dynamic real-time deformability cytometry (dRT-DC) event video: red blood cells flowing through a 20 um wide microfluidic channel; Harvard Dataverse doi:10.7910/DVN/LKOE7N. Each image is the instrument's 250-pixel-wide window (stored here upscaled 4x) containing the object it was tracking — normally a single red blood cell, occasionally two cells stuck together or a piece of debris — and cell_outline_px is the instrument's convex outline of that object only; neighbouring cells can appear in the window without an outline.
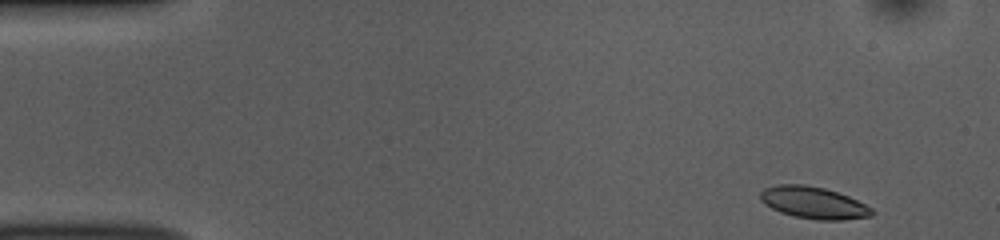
{"species": "common noctule bat (a hibernating species)", "species_latin": "Nyctalus noctula", "temperature_condition": "room temperature", "stored_images_in_passage": 48, "camera_frame_rate_fps": 3000, "um_per_image_px": 0.085, "animal": {"sex": "female", "body_mass_g": 10.0, "forearm_length_mm": 53.1}, "frame": {"image": 1, "passage_image": 1, "time_ms": 0.0, "image_size_px": [1000, 240], "cell_outline_px": [[876, 212], [872, 216], [844, 220], [816, 220], [796, 216], [780, 212], [764, 204], [760, 200], [760, 192], [764, 188], [776, 184], [804, 184], [824, 188], [848, 196], [872, 208]], "centroid_in_image_um": [69.14, 17.23], "position_along_channel_um": 15.9, "area_um2": 20.81}}
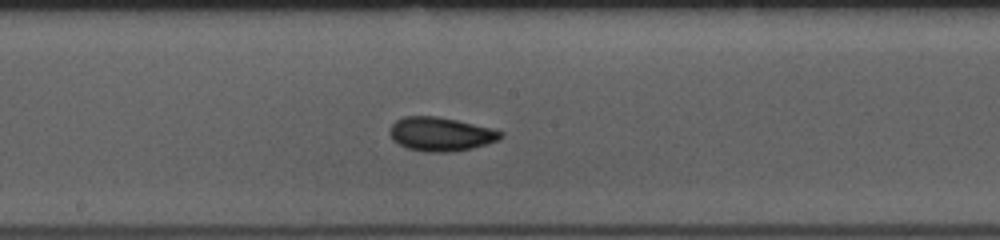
{"frame": {"image": 2, "passage_image": 24, "time_ms": 7.667, "image_size_px": [1000, 240], "cell_outline_px": [[504, 136], [500, 140], [472, 148], [448, 152], [424, 152], [408, 148], [392, 140], [388, 132], [392, 124], [396, 120], [404, 116], [436, 116], [456, 120], [492, 128], [504, 132]], "centroid_in_image_um": [37.46, 11.4], "position_along_channel_um": 210.7, "area_um2": 21.96}}
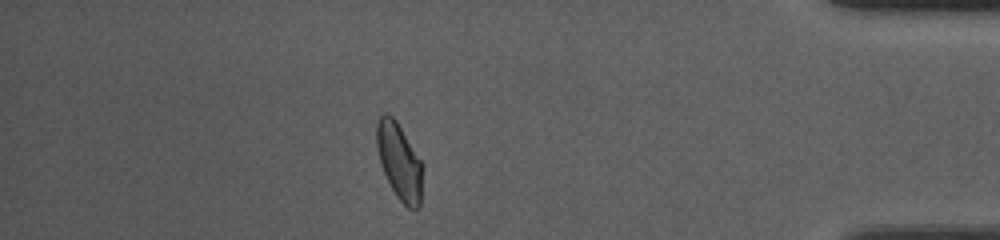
{"frame": {"image": 3, "passage_image": 42, "time_ms": 13.667, "image_size_px": [1000, 240], "cell_outline_px": [[424, 168], [420, 208], [408, 208], [396, 196], [380, 164], [376, 144], [376, 124], [380, 116], [384, 112], [388, 112], [396, 120], [424, 164]], "centroid_in_image_um": [33.97, 13.71], "position_along_channel_um": 401.2, "area_um2": 20.81}, "authors_computed_cell_mechanics": {"area_um2": 21.0103, "velocity_mm_per_s": 3.8444, "shape_relaxation_time_tau1_ms": 3.8837, "shape_relaxation_time_tau2_ms": 1.3239, "deformation_change_tau1": 0.1011, "deformation_change_tau2": 0.0571}}